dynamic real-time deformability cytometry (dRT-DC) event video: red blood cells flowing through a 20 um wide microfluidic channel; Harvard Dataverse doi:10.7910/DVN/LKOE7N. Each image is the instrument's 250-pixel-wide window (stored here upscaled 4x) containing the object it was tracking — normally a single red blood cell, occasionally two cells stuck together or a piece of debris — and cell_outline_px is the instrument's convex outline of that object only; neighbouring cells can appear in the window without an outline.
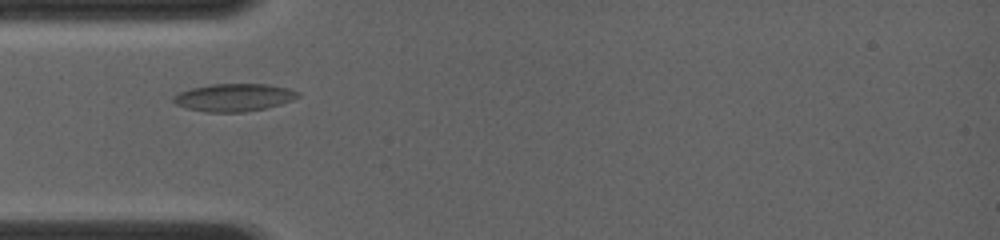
{"species": "common noctule bat (a hibernating species)", "species_latin": "Nyctalus noctula", "temperature_condition": "room temperature", "stored_images_in_passage": 11, "camera_frame_rate_fps": 4000, "um_per_image_px": 0.085, "animal": {"sex": "female", "body_mass_g": 19.0, "forearm_length_mm": 56.7}, "frame": {"image": 1, "passage_image": 7, "time_ms": 2.5, "image_size_px": [1000, 240], "cell_outline_px": [[300, 96], [292, 100], [280, 104], [264, 108], [244, 112], [204, 112], [184, 108], [176, 104], [172, 100], [172, 96], [180, 92], [192, 88], [212, 84], [268, 84], [288, 88], [300, 92]], "centroid_in_image_um": [19.87, 8.28], "position_along_channel_um": 65.1, "area_um2": 20.11}}
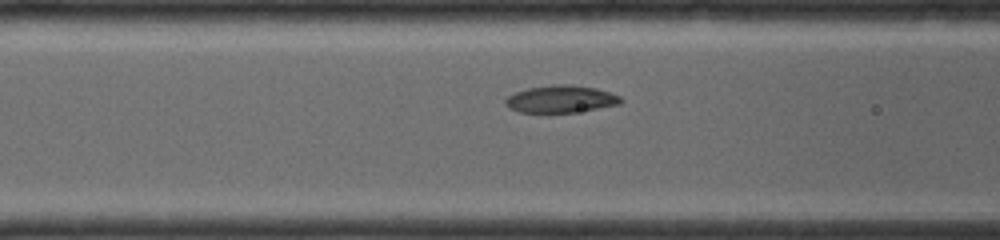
{"frame": {"image": 2, "passage_image": 10, "time_ms": 3.75, "image_size_px": [1000, 240], "cell_outline_px": [[624, 100], [620, 104], [576, 112], [520, 112], [508, 108], [504, 104], [504, 100], [508, 96], [516, 92], [528, 88], [552, 84], [572, 84], [596, 88], [620, 96]], "centroid_in_image_um": [47.66, 8.41], "position_along_channel_um": 118.9, "area_um2": 18.38}}